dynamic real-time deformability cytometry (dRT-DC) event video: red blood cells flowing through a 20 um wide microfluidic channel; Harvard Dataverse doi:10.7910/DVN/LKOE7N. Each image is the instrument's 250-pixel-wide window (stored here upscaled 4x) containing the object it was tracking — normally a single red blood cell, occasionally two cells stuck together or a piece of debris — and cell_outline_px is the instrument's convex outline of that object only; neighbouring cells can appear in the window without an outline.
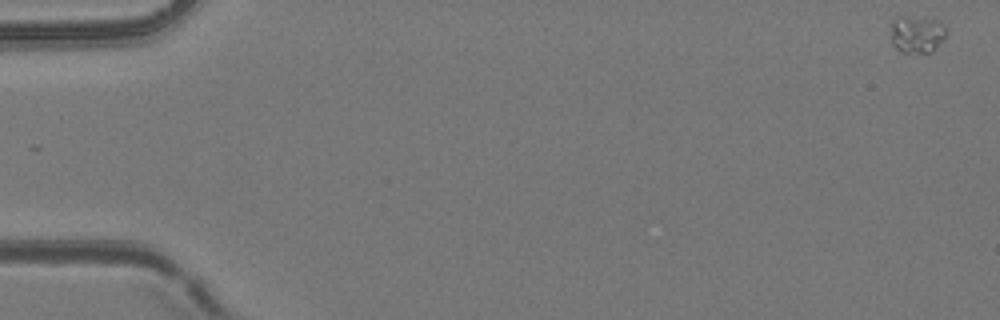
{"species": "common noctule bat (a hibernating species)", "species_latin": "Nyctalus noctula", "temperature_condition": "room temperature", "stored_images_in_passage": 6, "camera_frame_rate_fps": 3000, "um_per_image_px": 0.085, "animal": {"sex": "female", "body_mass_g": 24.6, "forearm_length_mm": 56.2}, "frame": {"image": 1, "passage_image": 1, "time_ms": 0.0, "image_size_px": [1000, 320], "cell_outline_px": [[944, 40], [932, 52], [900, 52], [892, 44], [888, 24], [892, 16], [908, 16], [940, 20], [944, 28]], "centroid_in_image_um": [77.84, 2.87], "position_along_channel_um": 7.2, "area_um2": 12.48}}